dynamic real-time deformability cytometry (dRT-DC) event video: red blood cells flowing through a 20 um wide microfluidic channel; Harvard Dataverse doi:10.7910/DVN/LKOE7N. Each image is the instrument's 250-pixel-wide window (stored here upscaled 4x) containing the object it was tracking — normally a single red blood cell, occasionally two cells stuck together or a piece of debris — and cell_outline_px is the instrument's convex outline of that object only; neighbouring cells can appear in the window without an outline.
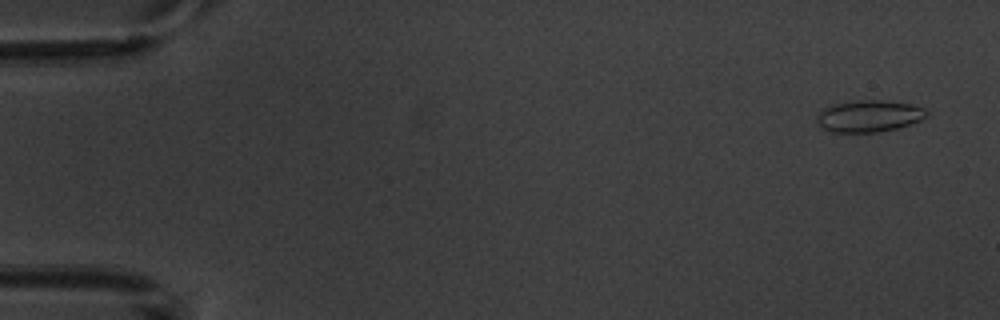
{"species": "common noctule bat (a hibernating species)", "species_latin": "Nyctalus noctula", "temperature_condition": "warm", "stored_images_in_passage": 5, "camera_frame_rate_fps": 3000, "um_per_image_px": 0.085, "animal": {"sex": "male", "body_mass_g": 20.1, "forearm_length_mm": 53.5}, "frame": {"image": 1, "passage_image": 1, "time_ms": 0.0, "image_size_px": [1000, 320], "cell_outline_px": [[928, 116], [920, 120], [896, 128], [880, 132], [832, 132], [820, 128], [816, 124], [816, 116], [824, 108], [832, 104], [856, 100], [880, 100], [912, 104], [924, 108], [928, 112]], "centroid_in_image_um": [73.82, 9.87], "position_along_channel_um": 11.2, "area_um2": 20.46}}